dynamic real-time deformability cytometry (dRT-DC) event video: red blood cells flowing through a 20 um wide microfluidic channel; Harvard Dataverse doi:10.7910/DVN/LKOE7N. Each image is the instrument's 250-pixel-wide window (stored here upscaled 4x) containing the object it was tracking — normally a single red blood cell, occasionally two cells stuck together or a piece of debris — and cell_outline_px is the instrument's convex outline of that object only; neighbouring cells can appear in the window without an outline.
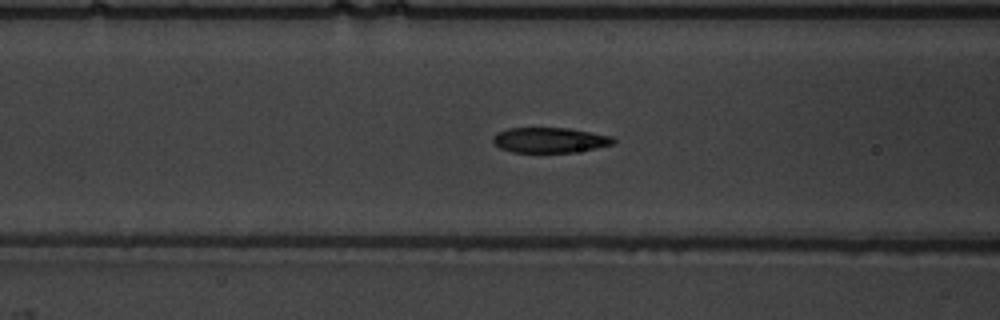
{"species": "common noctule bat (a hibernating species)", "species_latin": "Nyctalus noctula", "temperature_condition": "warm", "stored_images_in_passage": 56, "camera_frame_rate_fps": 3000, "um_per_image_px": 0.085, "animal": {"sex": "male", "body_mass_g": 19.5, "forearm_length_mm": 54.6}, "frame": {"image": 1, "passage_image": 24, "time_ms": 7.667, "image_size_px": [1000, 320], "cell_outline_px": [[616, 140], [612, 144], [596, 148], [572, 152], [512, 152], [500, 148], [492, 140], [492, 136], [496, 132], [508, 128], [568, 128], [612, 136]], "centroid_in_image_um": [46.7, 11.9], "position_along_channel_um": 119.9, "area_um2": 17.63}}
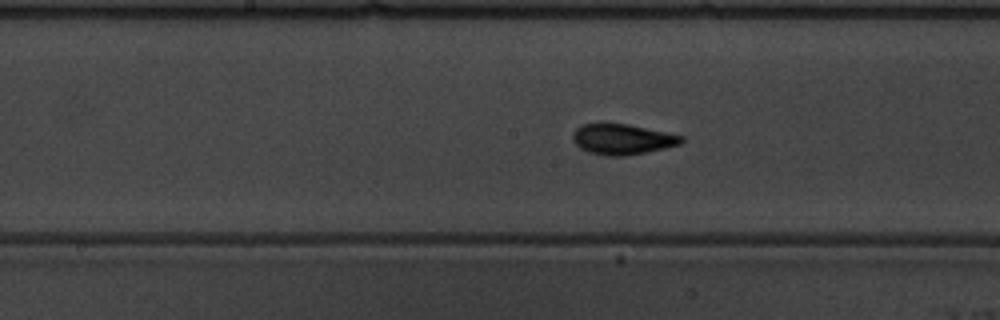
{"frame": {"image": 2, "passage_image": 30, "time_ms": 9.667, "image_size_px": [1000, 320], "cell_outline_px": [[684, 140], [680, 144], [664, 148], [628, 156], [608, 156], [588, 152], [580, 148], [572, 140], [572, 136], [576, 128], [584, 124], [600, 120], [628, 124], [684, 136]], "centroid_in_image_um": [52.85, 11.8], "position_along_channel_um": 195.4, "area_um2": 19.83}}
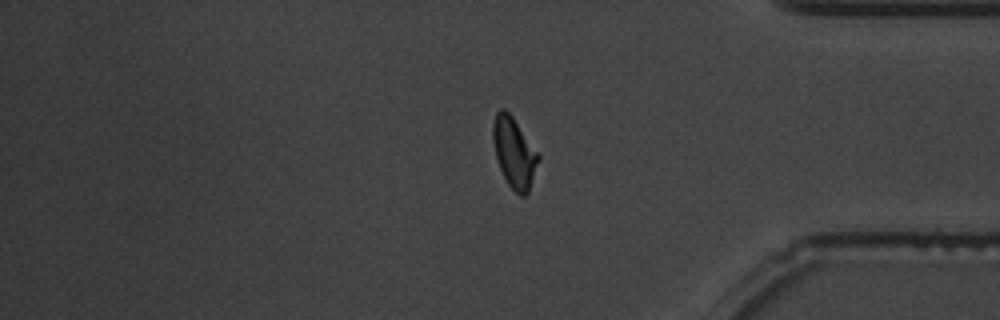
{"frame": {"image": 3, "passage_image": 47, "time_ms": 15.333, "image_size_px": [1000, 320], "cell_outline_px": [[540, 160], [528, 192], [524, 196], [520, 196], [508, 184], [500, 168], [496, 156], [492, 140], [492, 124], [496, 112], [500, 108], [504, 108], [512, 116], [540, 156]], "centroid_in_image_um": [43.69, 12.96], "position_along_channel_um": 391.5, "area_um2": 18.44}, "authors_computed_cell_mechanics": {"area_um2": 17.9758, "velocity_mm_per_s": 3.7672, "shape_relaxation_time_tau1_ms": 2.6878, "shape_relaxation_time_tau2_ms": 0.6682, "deformation_change_tau1": 0.1553, "deformation_change_tau2": 0.0576}}